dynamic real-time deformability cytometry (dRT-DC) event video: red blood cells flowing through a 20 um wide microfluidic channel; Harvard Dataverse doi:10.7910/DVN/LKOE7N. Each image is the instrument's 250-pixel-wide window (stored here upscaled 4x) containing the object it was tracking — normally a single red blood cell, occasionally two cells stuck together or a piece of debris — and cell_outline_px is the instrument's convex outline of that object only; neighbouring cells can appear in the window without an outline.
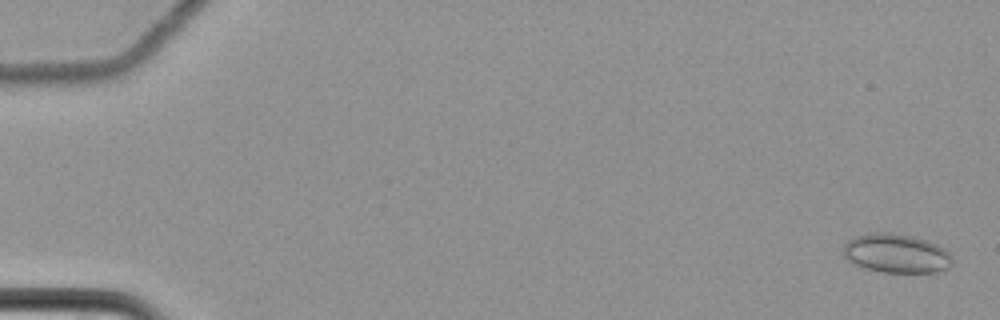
{"species": "common noctule bat (a hibernating species)", "species_latin": "Nyctalus noctula", "temperature_condition": "cold", "stored_images_in_passage": 7, "camera_frame_rate_fps": 3000, "um_per_image_px": 0.085, "animal": {"sex": "female", "body_mass_g": 22.7, "forearm_length_mm": 54.2}, "frame": {"image": 1, "passage_image": 1, "time_ms": 0.0, "image_size_px": [1000, 320], "cell_outline_px": [[952, 264], [948, 268], [936, 272], [880, 272], [864, 268], [852, 264], [844, 256], [844, 244], [852, 236], [868, 232], [892, 232], [912, 236], [928, 240], [944, 248], [952, 256]], "centroid_in_image_um": [76.16, 21.52], "position_along_channel_um": 8.8, "area_um2": 25.2}}